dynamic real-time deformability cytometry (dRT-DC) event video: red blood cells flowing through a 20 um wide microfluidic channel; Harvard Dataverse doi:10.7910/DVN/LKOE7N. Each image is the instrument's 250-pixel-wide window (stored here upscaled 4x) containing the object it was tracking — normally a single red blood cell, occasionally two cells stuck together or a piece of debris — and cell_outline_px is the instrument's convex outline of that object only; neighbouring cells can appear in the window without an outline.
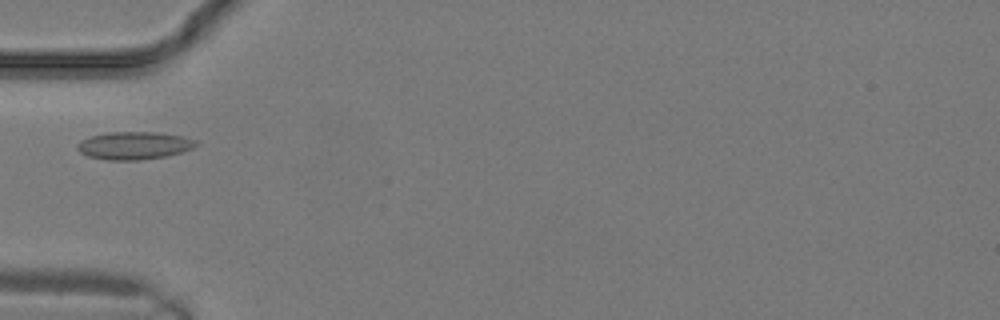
{"species": "common noctule bat (a hibernating species)", "species_latin": "Nyctalus noctula", "temperature_condition": "warm", "stored_images_in_passage": 9, "camera_frame_rate_fps": 3000, "um_per_image_px": 0.085, "animal": {"sex": "male", "body_mass_g": 19.2, "forearm_length_mm": 51.8}, "frame": {"image": 1, "passage_image": 8, "time_ms": 2.333, "image_size_px": [1000, 320], "cell_outline_px": [[200, 144], [192, 148], [168, 156], [140, 160], [108, 160], [88, 156], [80, 152], [76, 148], [76, 144], [80, 140], [92, 136], [108, 132], [156, 132], [180, 136], [196, 140]], "centroid_in_image_um": [11.38, 12.37], "position_along_channel_um": 73.6, "area_um2": 19.19}}